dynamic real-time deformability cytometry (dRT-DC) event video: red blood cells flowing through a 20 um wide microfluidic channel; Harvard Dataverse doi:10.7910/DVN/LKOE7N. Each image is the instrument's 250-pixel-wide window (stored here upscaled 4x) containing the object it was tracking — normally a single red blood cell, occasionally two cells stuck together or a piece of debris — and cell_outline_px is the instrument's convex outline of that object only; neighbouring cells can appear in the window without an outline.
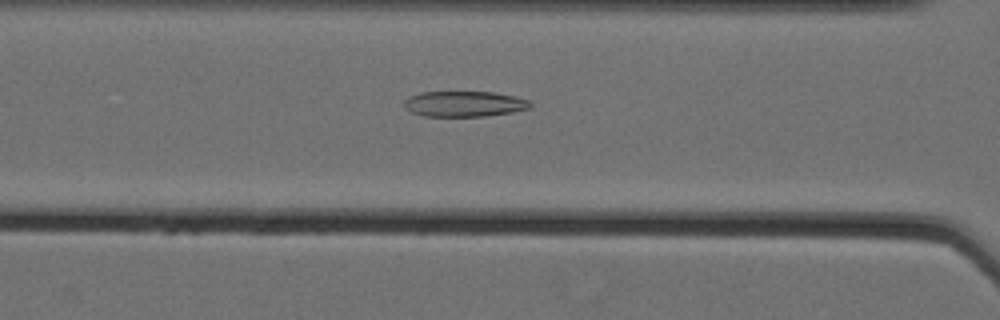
{"species": "Egyptian fruit bat (a non-hibernating species)", "species_latin": "Rousettus aegyptiacus", "temperature_condition": "cold", "stored_images_in_passage": 52, "camera_frame_rate_fps": 3000, "um_per_image_px": 0.085, "animal": {"sex": "female"}, "frame": {"image": 1, "passage_image": 23, "time_ms": 7.333, "image_size_px": [1000, 320], "cell_outline_px": [[532, 108], [512, 112], [484, 116], [424, 116], [412, 112], [404, 108], [404, 100], [408, 96], [420, 92], [492, 92], [512, 96], [528, 100], [532, 104]], "centroid_in_image_um": [39.43, 8.83], "position_along_channel_um": 127.2, "area_um2": 18.79}}
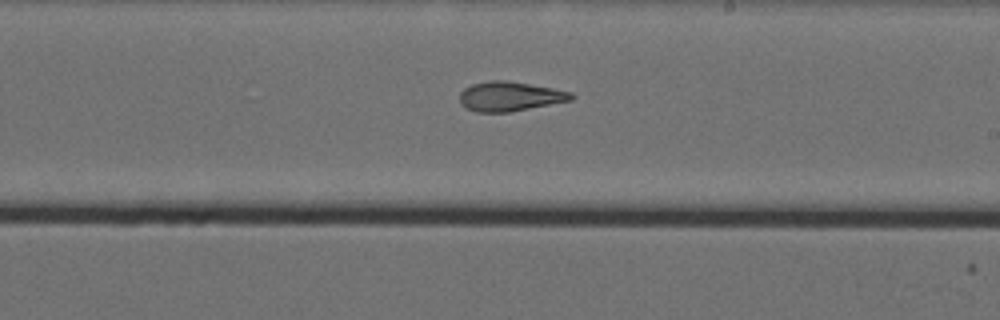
{"frame": {"image": 2, "passage_image": 33, "time_ms": 10.667, "image_size_px": [1000, 320], "cell_outline_px": [[576, 96], [572, 100], [508, 112], [476, 112], [464, 108], [460, 104], [460, 92], [464, 88], [472, 84], [492, 80], [504, 80], [552, 88], [572, 92]], "centroid_in_image_um": [43.31, 8.2], "position_along_channel_um": 245.7, "area_um2": 19.13}}
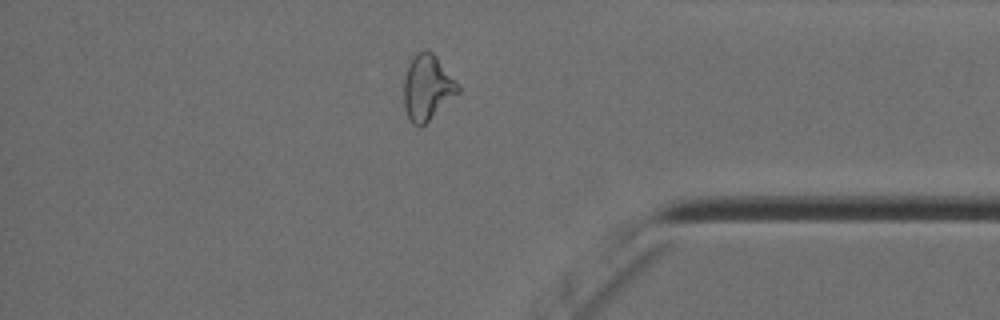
{"frame": {"image": 3, "passage_image": 47, "time_ms": 15.333, "image_size_px": [1000, 320], "cell_outline_px": [[460, 92], [420, 128], [412, 124], [408, 120], [404, 108], [404, 76], [408, 64], [412, 56], [416, 52], [424, 48], [432, 52], [436, 56], [456, 80], [460, 88]], "centroid_in_image_um": [36.3, 7.43], "position_along_channel_um": 398.9, "area_um2": 20.98}}